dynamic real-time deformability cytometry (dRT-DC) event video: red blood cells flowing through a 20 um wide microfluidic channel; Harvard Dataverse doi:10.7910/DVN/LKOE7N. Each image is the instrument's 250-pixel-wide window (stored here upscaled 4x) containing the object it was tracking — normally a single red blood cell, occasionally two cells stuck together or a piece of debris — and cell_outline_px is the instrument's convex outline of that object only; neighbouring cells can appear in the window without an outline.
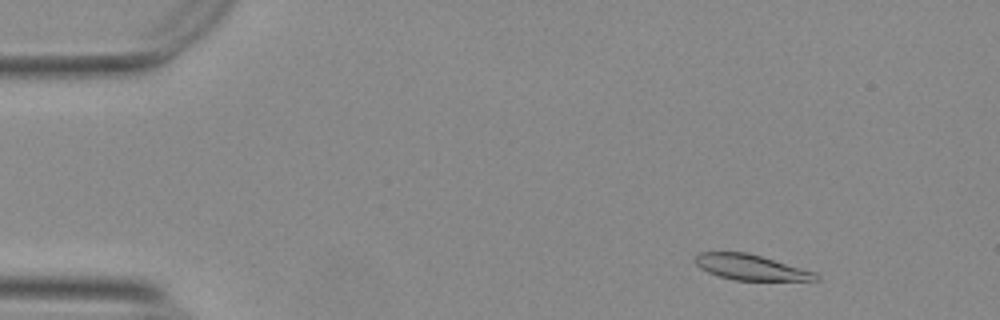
{"species": "Egyptian fruit bat (a non-hibernating species)", "species_latin": "Rousettus aegyptiacus", "temperature_condition": "warm", "stored_images_in_passage": 54, "camera_frame_rate_fps": 3000, "um_per_image_px": 0.085, "animal": {"sex": "female"}, "frame": {"image": 1, "passage_image": 6, "time_ms": 1.667, "image_size_px": [1000, 320], "cell_outline_px": [[820, 280], [736, 280], [720, 276], [708, 272], [700, 268], [692, 260], [700, 252], [748, 252], [816, 272], [820, 276]], "centroid_in_image_um": [63.82, 22.71], "position_along_channel_um": 21.2, "area_um2": 17.86}}
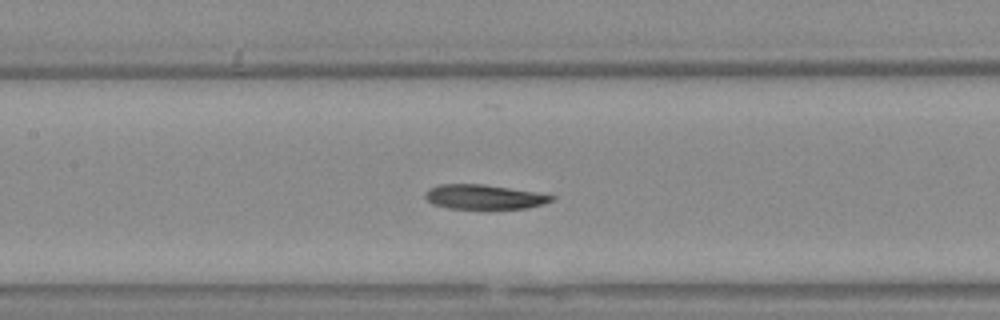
{"frame": {"image": 2, "passage_image": 25, "time_ms": 8.0, "image_size_px": [1000, 320], "cell_outline_px": [[556, 196], [552, 200], [544, 204], [528, 208], [448, 208], [432, 204], [424, 196], [424, 192], [440, 184], [480, 184], [508, 188]], "centroid_in_image_um": [41.11, 16.74], "position_along_channel_um": 166.3, "area_um2": 17.69}}
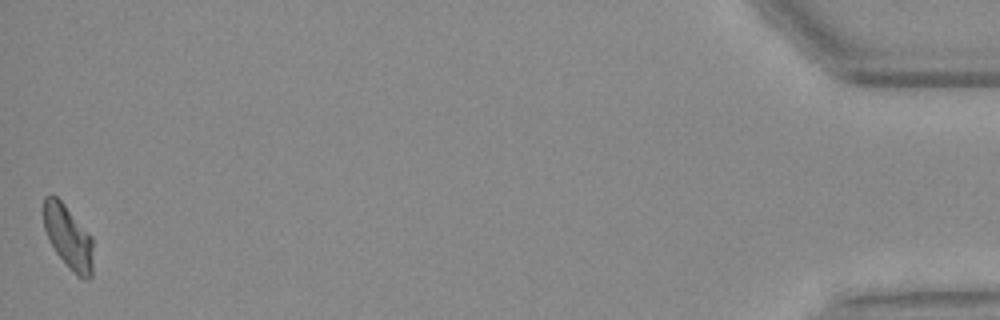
{"frame": {"image": 3, "passage_image": 54, "time_ms": 17.667, "image_size_px": [1000, 320], "cell_outline_px": [[92, 276], [88, 280], [84, 280], [76, 276], [56, 252], [44, 228], [44, 196], [56, 196], [64, 204], [92, 236]], "centroid_in_image_um": [5.83, 20.18], "position_along_channel_um": 429.4, "area_um2": 18.09}, "authors_computed_cell_mechanics": {"area_um2": 18.6694, "velocity_mm_per_s": 3.7101, "shape_relaxation_time_tau1_ms": 4.2955, "shape_relaxation_time_tau2_ms": 5.135, "deformation_change_tau1": 0.1569, "deformation_change_tau2": 0.1378}}